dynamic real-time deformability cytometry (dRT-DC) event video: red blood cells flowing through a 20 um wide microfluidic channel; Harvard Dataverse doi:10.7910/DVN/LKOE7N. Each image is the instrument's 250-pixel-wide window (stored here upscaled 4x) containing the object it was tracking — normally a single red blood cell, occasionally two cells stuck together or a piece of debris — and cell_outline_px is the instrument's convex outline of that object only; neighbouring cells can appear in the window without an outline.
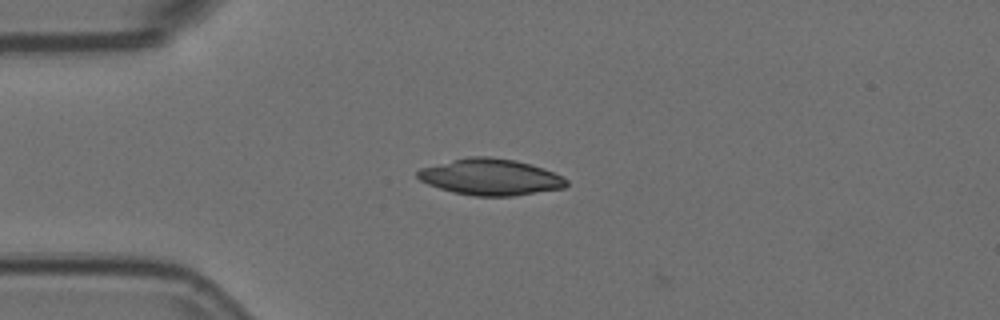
{"species": "Egyptian fruit bat (a non-hibernating species)", "species_latin": "Rousettus aegyptiacus", "temperature_condition": "room temperature", "stored_images_in_passage": 43, "camera_frame_rate_fps": 3000, "um_per_image_px": 0.085, "animal": {"sex": "female"}, "frame": {"image": 1, "passage_image": 1, "time_ms": 0.0, "image_size_px": [1000, 320], "cell_outline_px": [[568, 184], [564, 188], [512, 196], [476, 196], [452, 192], [428, 184], [420, 180], [416, 176], [416, 172], [420, 168], [468, 156], [488, 156], [516, 160], [544, 168], [568, 180]], "centroid_in_image_um": [41.68, 15.04], "position_along_channel_um": 43.3, "area_um2": 31.44}}
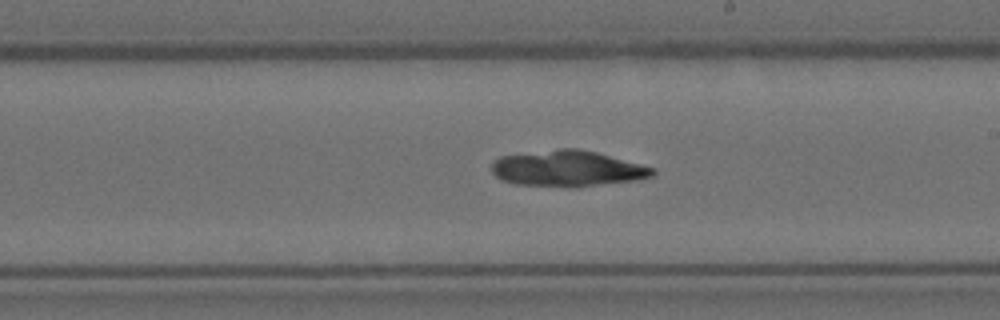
{"frame": {"image": 2, "passage_image": 19, "time_ms": 6.0, "image_size_px": [1000, 320], "cell_outline_px": [[656, 172], [652, 176], [636, 180], [576, 188], [516, 184], [500, 180], [492, 172], [492, 164], [500, 156], [560, 148], [576, 148], [596, 152], [652, 168]], "centroid_in_image_um": [48.2, 14.34], "position_along_channel_um": 240.8, "area_um2": 33.64}}
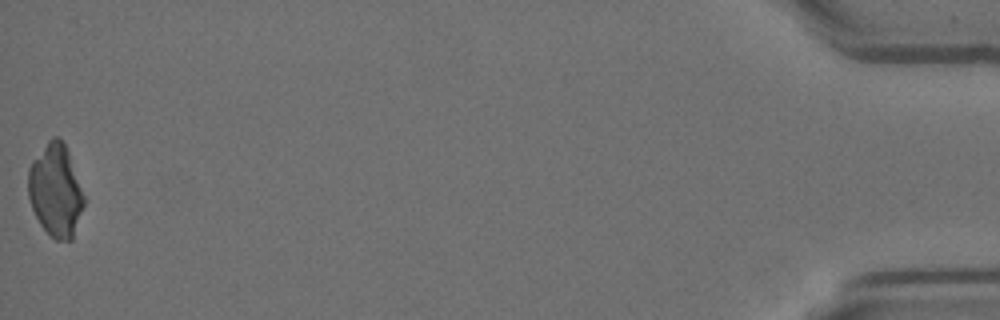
{"frame": {"image": 3, "passage_image": 43, "time_ms": 14.0, "image_size_px": [1000, 320], "cell_outline_px": [[84, 204], [72, 240], [56, 240], [40, 224], [32, 208], [28, 196], [28, 168], [32, 160], [48, 140], [52, 136], [60, 136], [68, 152], [84, 196]], "centroid_in_image_um": [4.71, 16.17], "position_along_channel_um": 430.5, "area_um2": 29.77}}